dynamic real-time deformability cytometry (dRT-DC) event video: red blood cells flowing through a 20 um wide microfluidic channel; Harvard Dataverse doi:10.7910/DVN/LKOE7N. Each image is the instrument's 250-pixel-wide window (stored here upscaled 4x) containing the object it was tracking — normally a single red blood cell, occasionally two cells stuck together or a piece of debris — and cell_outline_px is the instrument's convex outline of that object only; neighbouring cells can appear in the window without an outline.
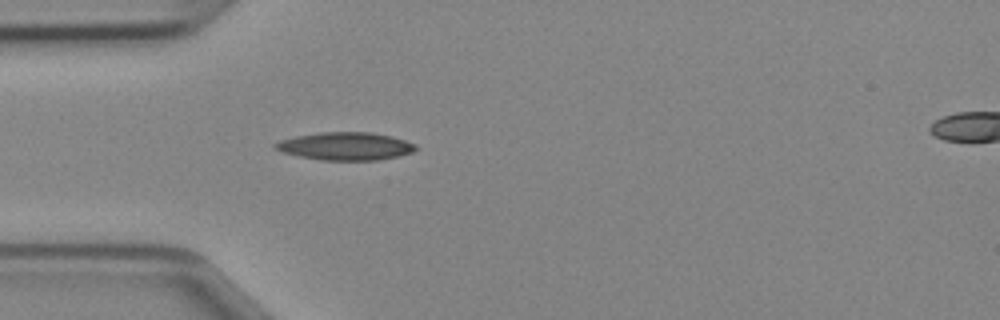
{"species": "Egyptian fruit bat (a non-hibernating species)", "species_latin": "Rousettus aegyptiacus", "temperature_condition": "cold", "stored_images_in_passage": 35, "camera_frame_rate_fps": 3000, "um_per_image_px": 0.085, "animal": {"sex": "female"}, "frame": {"image": 1, "passage_image": 6, "time_ms": 1.667, "image_size_px": [1000, 320], "cell_outline_px": [[416, 148], [412, 152], [396, 156], [376, 160], [320, 160], [300, 156], [284, 152], [272, 148], [272, 144], [280, 140], [296, 136], [320, 132], [372, 132], [392, 136], [416, 144]], "centroid_in_image_um": [29.33, 12.42], "position_along_channel_um": 55.7, "area_um2": 22.72}}